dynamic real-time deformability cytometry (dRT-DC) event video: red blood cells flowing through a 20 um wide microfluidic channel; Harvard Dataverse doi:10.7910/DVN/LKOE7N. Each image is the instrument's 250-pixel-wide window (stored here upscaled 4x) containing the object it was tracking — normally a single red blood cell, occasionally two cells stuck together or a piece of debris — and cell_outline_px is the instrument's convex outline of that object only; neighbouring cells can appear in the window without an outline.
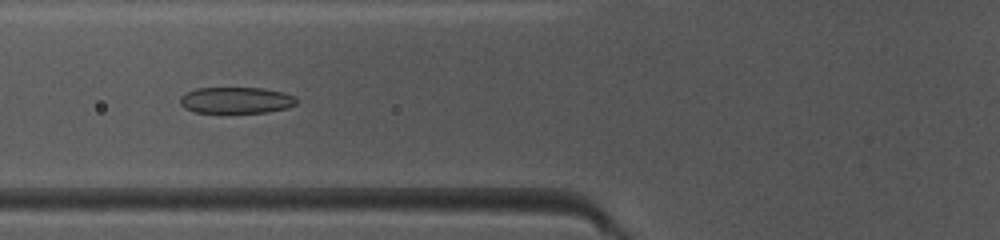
{"species": "common noctule bat (a hibernating species)", "species_latin": "Nyctalus noctula", "temperature_condition": "warm", "stored_images_in_passage": 43, "camera_frame_rate_fps": 3000, "um_per_image_px": 0.085, "animal": {"sex": "female", "body_mass_g": 10.0, "forearm_length_mm": 53.1}, "frame": {"image": 1, "passage_image": 14, "time_ms": 4.333, "image_size_px": [1000, 240], "cell_outline_px": [[296, 104], [288, 108], [268, 112], [196, 112], [184, 108], [180, 104], [180, 96], [196, 88], [264, 88], [284, 92], [296, 96]], "centroid_in_image_um": [20.1, 8.51], "position_along_channel_um": 105.7, "area_um2": 17.86}}
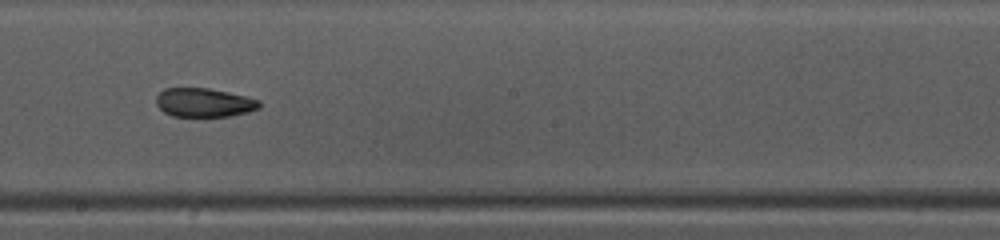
{"frame": {"image": 2, "passage_image": 23, "time_ms": 7.333, "image_size_px": [1000, 240], "cell_outline_px": [[260, 108], [248, 112], [228, 116], [172, 116], [164, 112], [156, 104], [156, 96], [164, 88], [208, 88], [248, 96], [260, 100]], "centroid_in_image_um": [17.36, 8.71], "position_along_channel_um": 230.8, "area_um2": 17.4}}
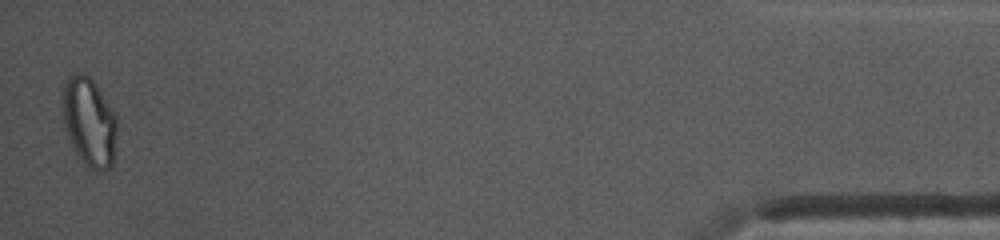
{"frame": {"image": 3, "passage_image": 43, "time_ms": 14.0, "image_size_px": [1000, 240], "cell_outline_px": [[116, 132], [112, 164], [108, 168], [100, 172], [96, 172], [88, 168], [80, 160], [64, 128], [64, 84], [68, 76], [76, 72], [80, 72], [88, 76], [96, 84], [116, 116]], "centroid_in_image_um": [7.58, 10.39], "position_along_channel_um": 427.6, "area_um2": 27.8}, "authors_computed_cell_mechanics": {"area_um2": 19.1896, "velocity_mm_per_s": 4.1588, "shape_relaxation_time_tau1_ms": null, "shape_relaxation_time_tau2_ms": 2.2882, "deformation_change_tau1": null, "deformation_change_tau2": 0.0835}}